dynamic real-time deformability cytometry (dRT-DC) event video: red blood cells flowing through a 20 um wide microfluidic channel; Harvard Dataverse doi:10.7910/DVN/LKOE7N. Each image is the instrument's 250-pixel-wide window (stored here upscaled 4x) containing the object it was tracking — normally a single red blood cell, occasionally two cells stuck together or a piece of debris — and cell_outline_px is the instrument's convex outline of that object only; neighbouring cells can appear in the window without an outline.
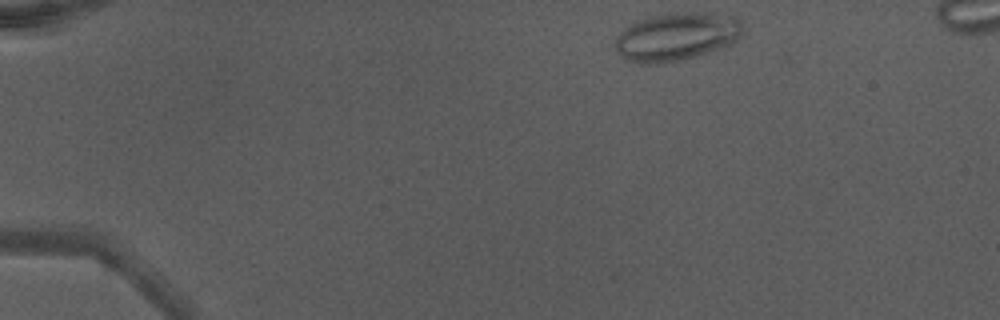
{"species": "Egyptian fruit bat (a non-hibernating species)", "species_latin": "Rousettus aegyptiacus", "temperature_condition": "warm", "stored_images_in_passage": 12, "camera_frame_rate_fps": 3000, "um_per_image_px": 0.085, "animal": {"sex": "male"}, "frame": {"image": 1, "passage_image": 1, "time_ms": 0.0, "image_size_px": [1000, 320], "cell_outline_px": [[744, 32], [732, 44], [696, 56], [680, 60], [656, 64], [640, 64], [628, 60], [620, 56], [616, 48], [616, 36], [628, 24], [636, 20], [648, 16], [668, 12], [692, 12], [736, 16], [740, 20]], "centroid_in_image_um": [57.49, 3.1], "position_along_channel_um": 27.5, "area_um2": 36.13}}